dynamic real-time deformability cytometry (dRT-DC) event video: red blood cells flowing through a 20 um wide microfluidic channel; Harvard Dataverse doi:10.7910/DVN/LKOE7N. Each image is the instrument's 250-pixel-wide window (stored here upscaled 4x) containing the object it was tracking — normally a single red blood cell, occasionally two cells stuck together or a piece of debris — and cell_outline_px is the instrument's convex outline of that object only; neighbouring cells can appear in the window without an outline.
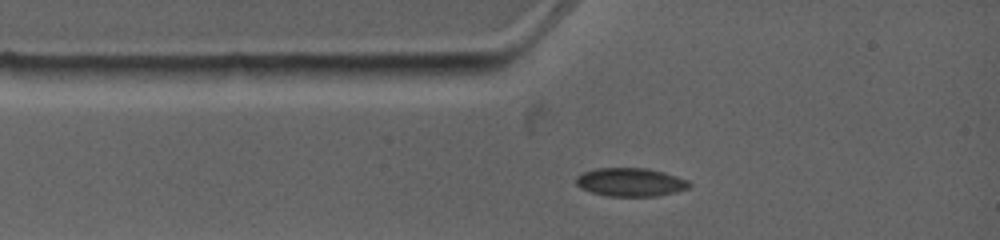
{"species": "common noctule bat (a hibernating species)", "species_latin": "Nyctalus noctula", "temperature_condition": "warm", "stored_images_in_passage": 3, "camera_frame_rate_fps": 4500, "um_per_image_px": 0.085, "animal": {"sex": "female", "body_mass_g": 19.0, "forearm_length_mm": 53.3}, "frame": {"image": 1, "passage_image": 1, "time_ms": 0.0, "image_size_px": [1000, 240], "cell_outline_px": [[692, 184], [688, 188], [676, 192], [656, 196], [608, 196], [592, 192], [580, 188], [576, 184], [576, 176], [584, 172], [596, 168], [648, 168], [664, 172], [688, 180]], "centroid_in_image_um": [53.6, 15.48], "position_along_channel_um": 31.4, "area_um2": 18.79}}
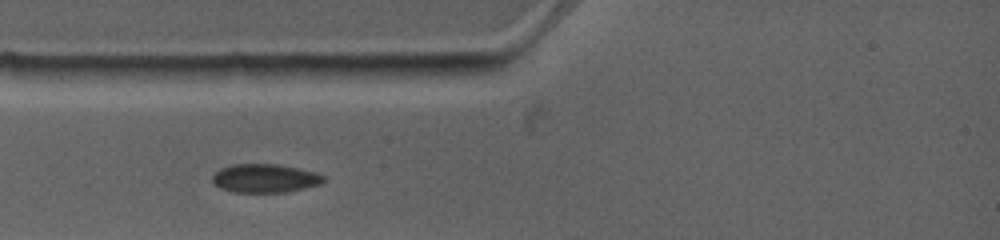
{"frame": {"image": 2, "passage_image": 2, "time_ms": 0.889, "image_size_px": [1000, 240], "cell_outline_px": [[324, 180], [320, 184], [304, 188], [284, 192], [236, 192], [220, 188], [212, 180], [212, 176], [220, 168], [232, 164], [276, 164], [316, 172], [324, 176]], "centroid_in_image_um": [22.5, 15.15], "position_along_channel_um": 62.5, "area_um2": 18.32}}
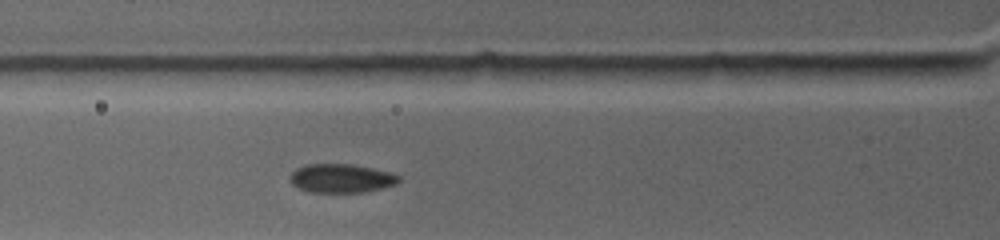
{"frame": {"image": 3, "passage_image": 3, "time_ms": 1.778, "image_size_px": [1000, 240], "cell_outline_px": [[400, 180], [396, 184], [364, 192], [308, 192], [292, 184], [292, 172], [296, 168], [304, 164], [352, 164], [392, 172], [400, 176]], "centroid_in_image_um": [29.03, 15.15], "position_along_channel_um": 96.8, "area_um2": 18.15}}